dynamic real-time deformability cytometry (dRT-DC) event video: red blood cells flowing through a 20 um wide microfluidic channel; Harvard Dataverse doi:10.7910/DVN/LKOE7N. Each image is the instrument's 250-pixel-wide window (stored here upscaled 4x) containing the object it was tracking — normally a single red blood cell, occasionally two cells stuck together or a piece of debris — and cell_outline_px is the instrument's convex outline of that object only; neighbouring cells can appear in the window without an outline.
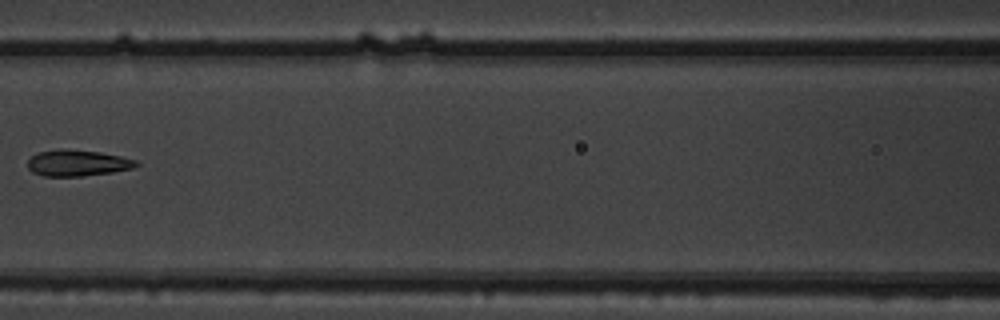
{"species": "common noctule bat (a hibernating species)", "species_latin": "Nyctalus noctula", "temperature_condition": "warm", "stored_images_in_passage": 7, "camera_frame_rate_fps": 3000, "um_per_image_px": 0.085, "animal": {"sex": "male", "body_mass_g": 19.5, "forearm_length_mm": 54.6}, "frame": {"image": 1, "passage_image": 6, "time_ms": 1.667, "image_size_px": [1000, 320], "cell_outline_px": [[140, 164], [132, 168], [112, 172], [80, 176], [44, 176], [32, 172], [28, 168], [28, 160], [36, 152], [60, 148], [64, 148], [100, 152], [120, 156], [136, 160]], "centroid_in_image_um": [6.55, 13.84], "position_along_channel_um": 160.0, "area_um2": 16.65}}
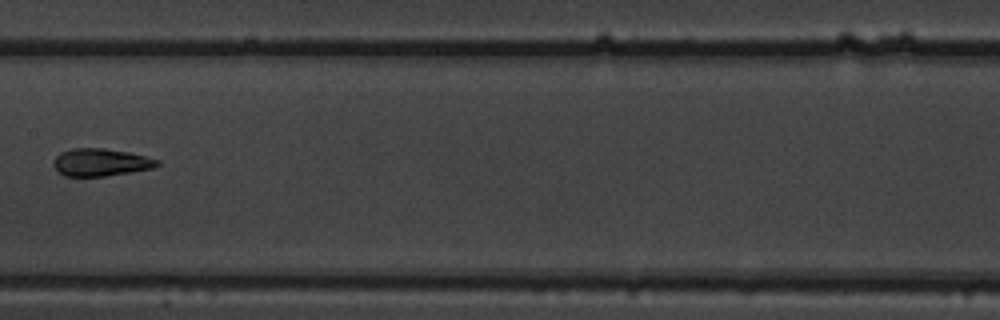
{"frame": {"image": 2, "passage_image": 7, "time_ms": 2.0, "image_size_px": [1000, 320], "cell_outline_px": [[160, 164], [152, 168], [132, 172], [104, 176], [64, 176], [52, 164], [56, 156], [60, 152], [72, 148], [104, 148], [128, 152], [160, 160]], "centroid_in_image_um": [8.56, 13.79], "position_along_channel_um": 198.8, "area_um2": 16.59}}